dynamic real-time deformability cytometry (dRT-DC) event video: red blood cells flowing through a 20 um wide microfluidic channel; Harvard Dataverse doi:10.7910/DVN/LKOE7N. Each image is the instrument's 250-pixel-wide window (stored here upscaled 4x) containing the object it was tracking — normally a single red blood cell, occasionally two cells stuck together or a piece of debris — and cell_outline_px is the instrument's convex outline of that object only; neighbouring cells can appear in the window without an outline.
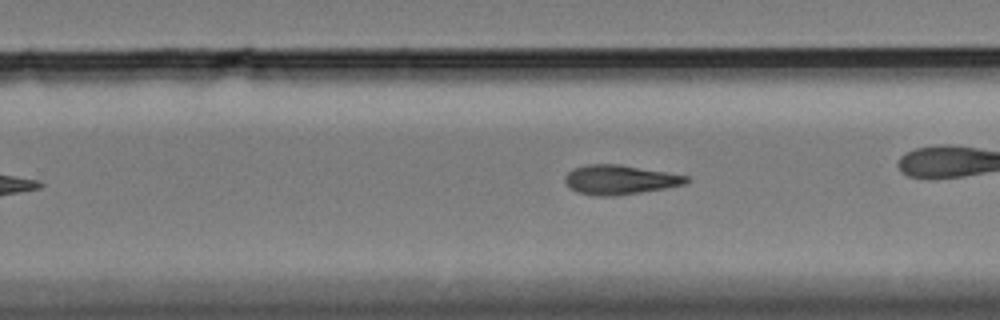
{"species": "Egyptian fruit bat (a non-hibernating species)", "species_latin": "Rousettus aegyptiacus", "temperature_condition": "cold", "stored_images_in_passage": 31, "camera_frame_rate_fps": 3000, "um_per_image_px": 0.085, "animal": {"sex": "female"}, "frame": {"image": 1, "passage_image": 22, "time_ms": 7.0, "image_size_px": [1000, 320], "cell_outline_px": [[688, 180], [684, 184], [664, 188], [616, 196], [596, 196], [576, 192], [564, 180], [564, 176], [572, 168], [588, 164], [620, 164], [668, 172], [688, 176]], "centroid_in_image_um": [52.65, 15.27], "position_along_channel_um": 277.2, "area_um2": 20.75}}